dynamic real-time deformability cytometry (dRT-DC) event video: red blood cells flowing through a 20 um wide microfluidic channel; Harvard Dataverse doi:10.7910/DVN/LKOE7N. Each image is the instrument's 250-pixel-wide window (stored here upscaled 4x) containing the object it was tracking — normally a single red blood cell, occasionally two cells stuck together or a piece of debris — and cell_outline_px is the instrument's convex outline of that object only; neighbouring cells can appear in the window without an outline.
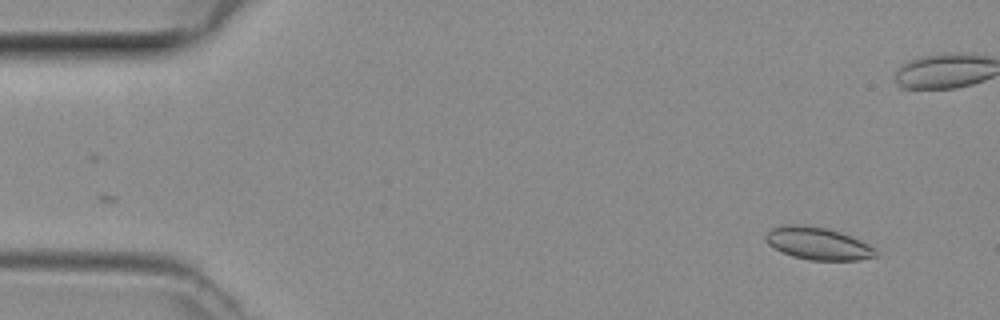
{"species": "common noctule bat (a hibernating species)", "species_latin": "Nyctalus noctula", "temperature_condition": "room temperature", "stored_images_in_passage": 47, "camera_frame_rate_fps": 3000, "um_per_image_px": 0.085, "animal": {"sex": "female", "body_mass_g": 29.2, "forearm_length_mm": 56.3}, "frame": {"image": 1, "passage_image": 2, "time_ms": 0.333, "image_size_px": [1000, 320], "cell_outline_px": [[880, 256], [860, 260], [808, 260], [792, 256], [780, 252], [768, 244], [764, 240], [764, 236], [772, 228], [784, 224], [800, 224], [828, 228], [852, 236], [876, 248]], "centroid_in_image_um": [69.53, 20.7], "position_along_channel_um": 15.5, "area_um2": 21.21}}
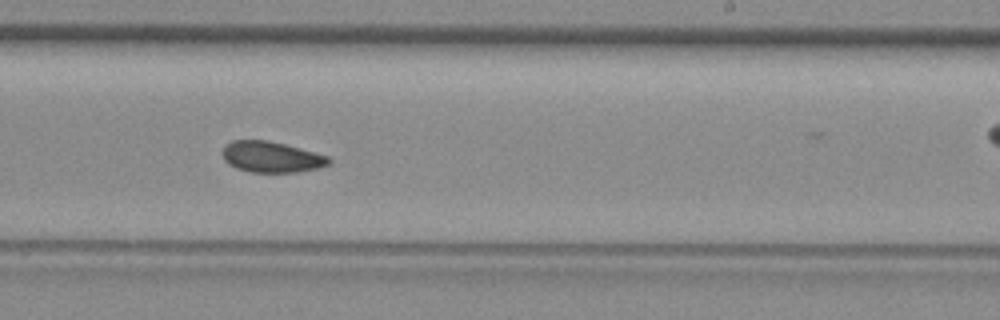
{"frame": {"image": 2, "passage_image": 27, "time_ms": 8.667, "image_size_px": [1000, 320], "cell_outline_px": [[332, 160], [328, 164], [320, 168], [296, 172], [248, 172], [236, 168], [228, 164], [224, 160], [224, 144], [232, 140], [268, 140], [284, 144], [328, 156]], "centroid_in_image_um": [23.05, 13.34], "position_along_channel_um": 265.9, "area_um2": 19.13}}
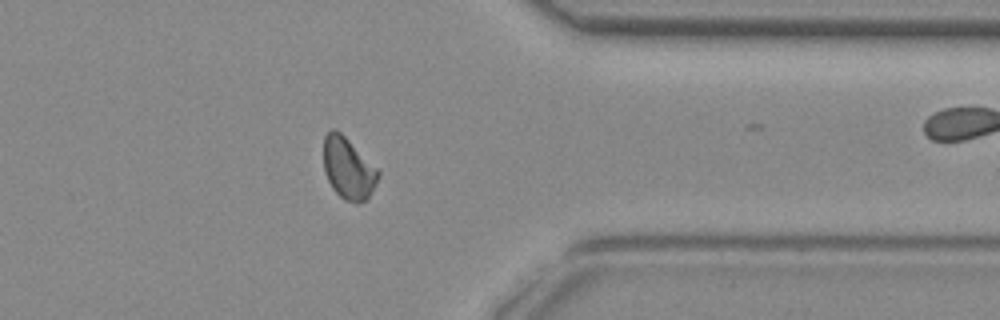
{"frame": {"image": 3, "passage_image": 36, "time_ms": 11.667, "image_size_px": [1000, 320], "cell_outline_px": [[380, 176], [368, 196], [364, 200], [356, 204], [344, 200], [332, 188], [324, 172], [324, 136], [332, 128], [336, 128], [380, 172]], "centroid_in_image_um": [29.57, 14.32], "position_along_channel_um": 381.8, "area_um2": 19.25}}